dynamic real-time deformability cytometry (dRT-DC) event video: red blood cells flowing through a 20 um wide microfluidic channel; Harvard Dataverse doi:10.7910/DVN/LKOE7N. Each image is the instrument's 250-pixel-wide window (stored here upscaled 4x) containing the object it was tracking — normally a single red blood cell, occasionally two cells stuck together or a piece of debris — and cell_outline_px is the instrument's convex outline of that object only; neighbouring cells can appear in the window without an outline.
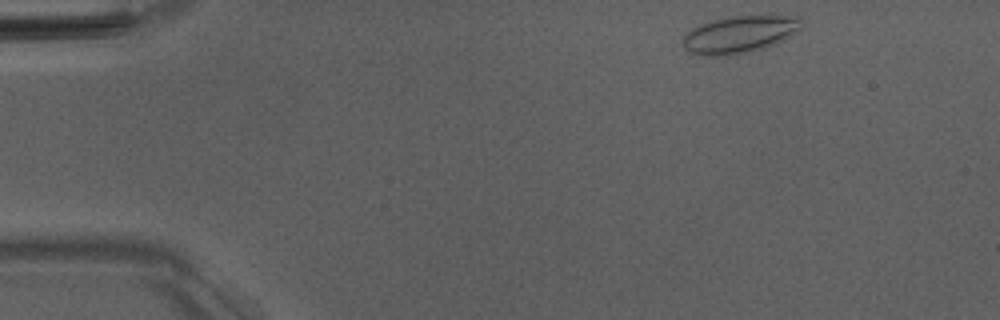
{"species": "Egyptian fruit bat (a non-hibernating species)", "species_latin": "Rousettus aegyptiacus", "temperature_condition": "room temperature", "stored_images_in_passage": 46, "camera_frame_rate_fps": 3000, "um_per_image_px": 0.085, "animal": {"sex": "male"}, "frame": {"image": 1, "passage_image": 1, "time_ms": 0.0, "image_size_px": [1000, 320], "cell_outline_px": [[804, 24], [800, 28], [784, 40], [776, 44], [764, 48], [744, 52], [716, 56], [708, 56], [688, 52], [684, 48], [684, 36], [692, 28], [700, 24], [732, 16], [768, 12], [800, 16], [804, 20]], "centroid_in_image_um": [62.99, 2.85], "position_along_channel_um": 22.0, "area_um2": 26.36}}
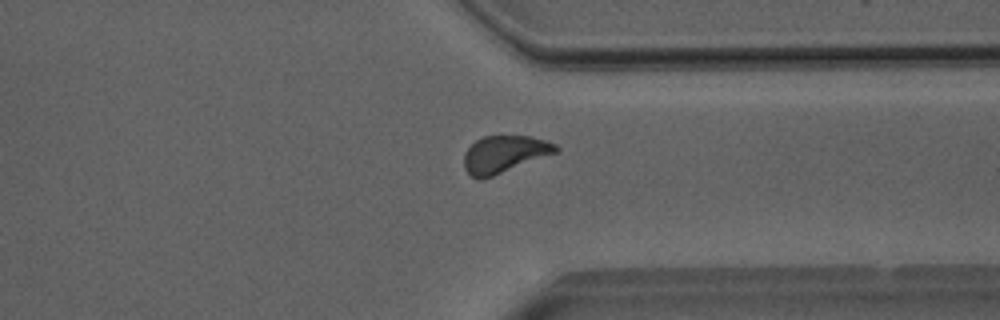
{"frame": {"image": 2, "passage_image": 34, "time_ms": 11.0, "image_size_px": [1000, 320], "cell_outline_px": [[560, 148], [556, 152], [492, 176], [480, 180], [476, 180], [464, 168], [464, 152], [476, 140], [484, 136], [532, 136], [548, 140], [556, 144]], "centroid_in_image_um": [42.86, 13.09], "position_along_channel_um": 368.5, "area_um2": 19.71}}
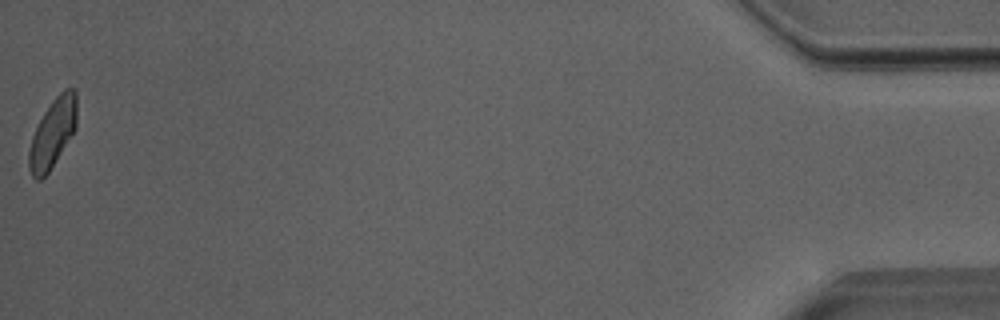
{"frame": {"image": 3, "passage_image": 46, "time_ms": 15.0, "image_size_px": [1000, 320], "cell_outline_px": [[76, 128], [48, 172], [40, 180], [36, 180], [32, 176], [28, 168], [28, 152], [32, 136], [44, 112], [52, 100], [64, 88], [76, 88]], "centroid_in_image_um": [4.47, 11.3], "position_along_channel_um": 430.7, "area_um2": 19.02}, "authors_computed_cell_mechanics": {"area_um2": 19.7965, "velocity_mm_per_s": 3.9796, "shape_relaxation_time_tau1_ms": null, "shape_relaxation_time_tau2_ms": 1.7182, "deformation_change_tau1": null, "deformation_change_tau2": 0.0757}}